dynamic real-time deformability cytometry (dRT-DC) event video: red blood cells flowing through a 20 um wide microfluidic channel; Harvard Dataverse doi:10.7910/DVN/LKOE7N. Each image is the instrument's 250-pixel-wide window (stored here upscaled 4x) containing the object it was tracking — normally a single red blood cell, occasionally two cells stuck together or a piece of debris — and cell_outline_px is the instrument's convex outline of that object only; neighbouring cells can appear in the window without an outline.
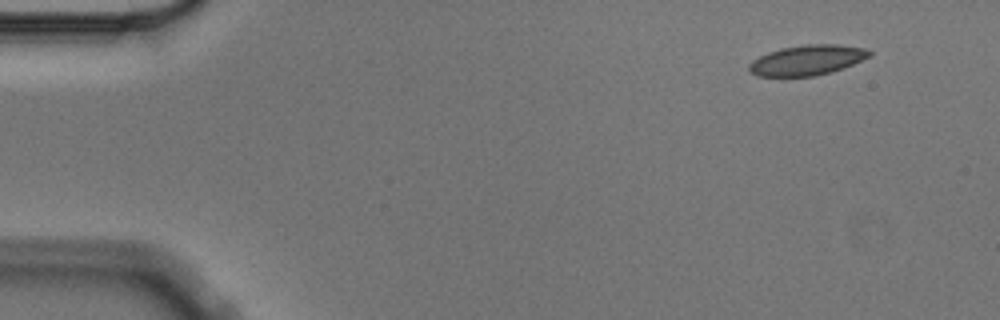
{"species": "Egyptian fruit bat (a non-hibernating species)", "species_latin": "Rousettus aegyptiacus", "temperature_condition": "cold", "stored_images_in_passage": 4, "camera_frame_rate_fps": 3000, "um_per_image_px": 0.085, "animal": {"sex": "male"}, "frame": {"image": 1, "passage_image": 1, "time_ms": 0.0, "image_size_px": [1000, 320], "cell_outline_px": [[872, 56], [844, 68], [832, 72], [816, 76], [756, 76], [748, 72], [748, 64], [752, 60], [768, 52], [780, 48], [808, 44], [840, 44], [864, 48], [872, 52]], "centroid_in_image_um": [68.61, 5.11], "position_along_channel_um": 16.4, "area_um2": 21.44}}
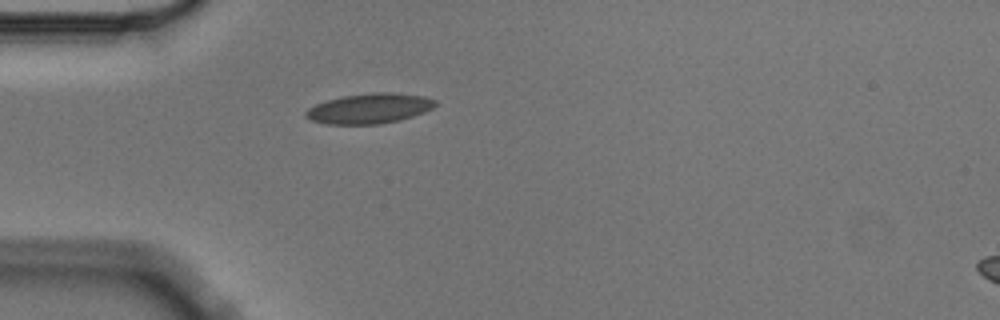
{"frame": {"image": 2, "passage_image": 4, "time_ms": 1.0, "image_size_px": [1000, 320], "cell_outline_px": [[436, 104], [432, 108], [424, 112], [400, 120], [380, 124], [324, 124], [312, 120], [304, 116], [304, 112], [308, 108], [316, 104], [328, 100], [344, 96], [372, 92], [392, 92], [424, 96], [436, 100]], "centroid_in_image_um": [31.39, 9.22], "position_along_channel_um": 53.6, "area_um2": 22.72}}